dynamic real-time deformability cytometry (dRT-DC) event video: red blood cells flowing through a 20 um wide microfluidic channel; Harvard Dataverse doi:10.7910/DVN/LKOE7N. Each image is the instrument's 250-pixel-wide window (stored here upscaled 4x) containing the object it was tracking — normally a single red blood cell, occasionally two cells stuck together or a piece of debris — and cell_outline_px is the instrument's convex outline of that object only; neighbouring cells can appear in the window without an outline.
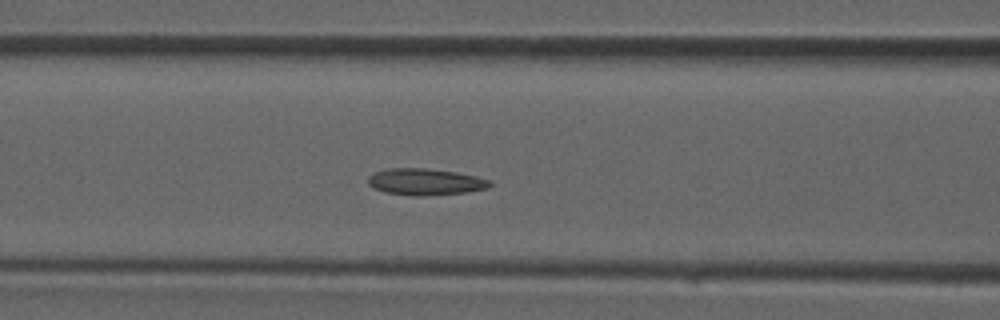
{"species": "common noctule bat (a hibernating species)", "species_latin": "Nyctalus noctula", "temperature_condition": "room temperature", "stored_images_in_passage": 17, "camera_frame_rate_fps": 3000, "um_per_image_px": 0.085, "animal": {"sex": "male", "forearm_length_mm": 52.5}, "frame": {"image": 1, "passage_image": 12, "time_ms": 3.667, "image_size_px": [1000, 320], "cell_outline_px": [[492, 184], [488, 188], [468, 192], [424, 196], [412, 196], [384, 192], [372, 188], [368, 184], [368, 176], [372, 172], [384, 168], [428, 168], [456, 172], [476, 176], [492, 180]], "centroid_in_image_um": [36.12, 15.45], "position_along_channel_um": 130.5, "area_um2": 19.31}}
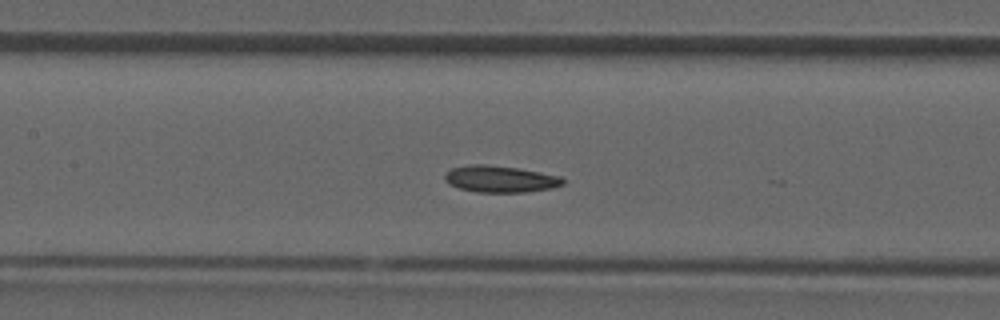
{"frame": {"image": 2, "passage_image": 14, "time_ms": 4.333, "image_size_px": [1000, 320], "cell_outline_px": [[564, 184], [552, 188], [528, 192], [476, 192], [460, 188], [448, 184], [444, 180], [444, 172], [452, 168], [472, 164], [484, 164], [516, 168], [540, 172], [560, 176], [564, 180]], "centroid_in_image_um": [42.49, 15.22], "position_along_channel_um": 164.9, "area_um2": 18.38}}
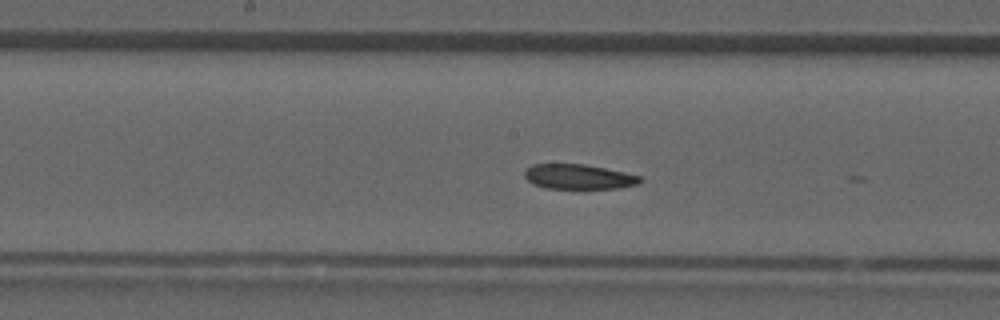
{"frame": {"image": 3, "passage_image": 16, "time_ms": 5.0, "image_size_px": [1000, 320], "cell_outline_px": [[644, 180], [640, 184], [620, 188], [544, 188], [532, 184], [524, 176], [524, 168], [532, 164], [584, 164], [624, 172], [640, 176]], "centroid_in_image_um": [49.17, 15.02], "position_along_channel_um": 199.0, "area_um2": 16.88}}